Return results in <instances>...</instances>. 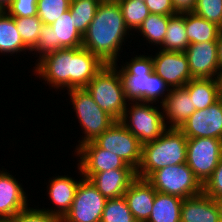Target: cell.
<instances>
[{"instance_id":"26","label":"cell","mask_w":222,"mask_h":222,"mask_svg":"<svg viewBox=\"0 0 222 222\" xmlns=\"http://www.w3.org/2000/svg\"><path fill=\"white\" fill-rule=\"evenodd\" d=\"M185 27L190 44L217 42L220 27L193 12H185Z\"/></svg>"},{"instance_id":"5","label":"cell","mask_w":222,"mask_h":222,"mask_svg":"<svg viewBox=\"0 0 222 222\" xmlns=\"http://www.w3.org/2000/svg\"><path fill=\"white\" fill-rule=\"evenodd\" d=\"M85 88L102 110L116 121L121 119L129 101L120 72L113 64H106Z\"/></svg>"},{"instance_id":"25","label":"cell","mask_w":222,"mask_h":222,"mask_svg":"<svg viewBox=\"0 0 222 222\" xmlns=\"http://www.w3.org/2000/svg\"><path fill=\"white\" fill-rule=\"evenodd\" d=\"M183 198L156 192L152 212L147 222H181Z\"/></svg>"},{"instance_id":"1","label":"cell","mask_w":222,"mask_h":222,"mask_svg":"<svg viewBox=\"0 0 222 222\" xmlns=\"http://www.w3.org/2000/svg\"><path fill=\"white\" fill-rule=\"evenodd\" d=\"M106 64L83 47L59 49L35 63L34 73L52 88H85ZM64 88V89H63Z\"/></svg>"},{"instance_id":"23","label":"cell","mask_w":222,"mask_h":222,"mask_svg":"<svg viewBox=\"0 0 222 222\" xmlns=\"http://www.w3.org/2000/svg\"><path fill=\"white\" fill-rule=\"evenodd\" d=\"M184 88L189 92L195 110H203L222 97V78L191 79Z\"/></svg>"},{"instance_id":"41","label":"cell","mask_w":222,"mask_h":222,"mask_svg":"<svg viewBox=\"0 0 222 222\" xmlns=\"http://www.w3.org/2000/svg\"><path fill=\"white\" fill-rule=\"evenodd\" d=\"M214 201L217 204L219 210L220 221L222 222V197L215 198Z\"/></svg>"},{"instance_id":"14","label":"cell","mask_w":222,"mask_h":222,"mask_svg":"<svg viewBox=\"0 0 222 222\" xmlns=\"http://www.w3.org/2000/svg\"><path fill=\"white\" fill-rule=\"evenodd\" d=\"M187 139L217 138L222 140V97L203 110H196L180 126Z\"/></svg>"},{"instance_id":"2","label":"cell","mask_w":222,"mask_h":222,"mask_svg":"<svg viewBox=\"0 0 222 222\" xmlns=\"http://www.w3.org/2000/svg\"><path fill=\"white\" fill-rule=\"evenodd\" d=\"M116 0H102L87 31L82 47L98 56L105 64H115L129 34ZM122 48V49H121Z\"/></svg>"},{"instance_id":"43","label":"cell","mask_w":222,"mask_h":222,"mask_svg":"<svg viewBox=\"0 0 222 222\" xmlns=\"http://www.w3.org/2000/svg\"><path fill=\"white\" fill-rule=\"evenodd\" d=\"M0 222H17L14 218H0Z\"/></svg>"},{"instance_id":"42","label":"cell","mask_w":222,"mask_h":222,"mask_svg":"<svg viewBox=\"0 0 222 222\" xmlns=\"http://www.w3.org/2000/svg\"><path fill=\"white\" fill-rule=\"evenodd\" d=\"M13 0H0V10H6L12 3Z\"/></svg>"},{"instance_id":"39","label":"cell","mask_w":222,"mask_h":222,"mask_svg":"<svg viewBox=\"0 0 222 222\" xmlns=\"http://www.w3.org/2000/svg\"><path fill=\"white\" fill-rule=\"evenodd\" d=\"M177 13L192 12L197 0H171Z\"/></svg>"},{"instance_id":"40","label":"cell","mask_w":222,"mask_h":222,"mask_svg":"<svg viewBox=\"0 0 222 222\" xmlns=\"http://www.w3.org/2000/svg\"><path fill=\"white\" fill-rule=\"evenodd\" d=\"M217 51H218V63L220 71L222 72V35L220 34L217 40Z\"/></svg>"},{"instance_id":"15","label":"cell","mask_w":222,"mask_h":222,"mask_svg":"<svg viewBox=\"0 0 222 222\" xmlns=\"http://www.w3.org/2000/svg\"><path fill=\"white\" fill-rule=\"evenodd\" d=\"M152 60L154 73L160 76L170 88L184 87L193 79L184 52L158 49L157 53L152 55Z\"/></svg>"},{"instance_id":"9","label":"cell","mask_w":222,"mask_h":222,"mask_svg":"<svg viewBox=\"0 0 222 222\" xmlns=\"http://www.w3.org/2000/svg\"><path fill=\"white\" fill-rule=\"evenodd\" d=\"M147 180L157 192L175 195L183 199L203 192V185L186 162L160 168L154 171Z\"/></svg>"},{"instance_id":"8","label":"cell","mask_w":222,"mask_h":222,"mask_svg":"<svg viewBox=\"0 0 222 222\" xmlns=\"http://www.w3.org/2000/svg\"><path fill=\"white\" fill-rule=\"evenodd\" d=\"M83 35L75 28L73 17L69 10L63 13L52 25H44L35 47L31 53L38 55L37 62L45 55L59 49L82 47Z\"/></svg>"},{"instance_id":"44","label":"cell","mask_w":222,"mask_h":222,"mask_svg":"<svg viewBox=\"0 0 222 222\" xmlns=\"http://www.w3.org/2000/svg\"><path fill=\"white\" fill-rule=\"evenodd\" d=\"M220 34L222 35V25L220 26Z\"/></svg>"},{"instance_id":"21","label":"cell","mask_w":222,"mask_h":222,"mask_svg":"<svg viewBox=\"0 0 222 222\" xmlns=\"http://www.w3.org/2000/svg\"><path fill=\"white\" fill-rule=\"evenodd\" d=\"M50 179L48 182L50 184L47 185V196L53 202L52 204H55V207L54 210L53 208H42V210L57 215L62 219L71 208L77 186L81 180H78V178L75 180L68 175H58Z\"/></svg>"},{"instance_id":"38","label":"cell","mask_w":222,"mask_h":222,"mask_svg":"<svg viewBox=\"0 0 222 222\" xmlns=\"http://www.w3.org/2000/svg\"><path fill=\"white\" fill-rule=\"evenodd\" d=\"M146 6L150 14H161L172 16L177 14L171 0H146Z\"/></svg>"},{"instance_id":"29","label":"cell","mask_w":222,"mask_h":222,"mask_svg":"<svg viewBox=\"0 0 222 222\" xmlns=\"http://www.w3.org/2000/svg\"><path fill=\"white\" fill-rule=\"evenodd\" d=\"M101 1L102 0L71 1L69 11L71 13V17H73L75 28L82 35L87 31Z\"/></svg>"},{"instance_id":"27","label":"cell","mask_w":222,"mask_h":222,"mask_svg":"<svg viewBox=\"0 0 222 222\" xmlns=\"http://www.w3.org/2000/svg\"><path fill=\"white\" fill-rule=\"evenodd\" d=\"M189 44L185 27V12L170 16L167 33L158 48L165 51L184 52Z\"/></svg>"},{"instance_id":"35","label":"cell","mask_w":222,"mask_h":222,"mask_svg":"<svg viewBox=\"0 0 222 222\" xmlns=\"http://www.w3.org/2000/svg\"><path fill=\"white\" fill-rule=\"evenodd\" d=\"M17 222H61V218L42 209L27 207L13 217Z\"/></svg>"},{"instance_id":"13","label":"cell","mask_w":222,"mask_h":222,"mask_svg":"<svg viewBox=\"0 0 222 222\" xmlns=\"http://www.w3.org/2000/svg\"><path fill=\"white\" fill-rule=\"evenodd\" d=\"M75 153L78 158V173L83 178L90 179L95 173L110 171L112 169H134L119 156L100 148L94 141L83 144Z\"/></svg>"},{"instance_id":"4","label":"cell","mask_w":222,"mask_h":222,"mask_svg":"<svg viewBox=\"0 0 222 222\" xmlns=\"http://www.w3.org/2000/svg\"><path fill=\"white\" fill-rule=\"evenodd\" d=\"M187 138L177 128H168L156 140L142 145L136 176L147 179L154 171L186 162Z\"/></svg>"},{"instance_id":"30","label":"cell","mask_w":222,"mask_h":222,"mask_svg":"<svg viewBox=\"0 0 222 222\" xmlns=\"http://www.w3.org/2000/svg\"><path fill=\"white\" fill-rule=\"evenodd\" d=\"M120 6L124 22L129 31H137L143 21L150 15L145 2L140 0H116Z\"/></svg>"},{"instance_id":"22","label":"cell","mask_w":222,"mask_h":222,"mask_svg":"<svg viewBox=\"0 0 222 222\" xmlns=\"http://www.w3.org/2000/svg\"><path fill=\"white\" fill-rule=\"evenodd\" d=\"M181 222H221L216 202L203 192L185 198L181 207Z\"/></svg>"},{"instance_id":"33","label":"cell","mask_w":222,"mask_h":222,"mask_svg":"<svg viewBox=\"0 0 222 222\" xmlns=\"http://www.w3.org/2000/svg\"><path fill=\"white\" fill-rule=\"evenodd\" d=\"M70 0H37V16L44 25H52L70 8Z\"/></svg>"},{"instance_id":"34","label":"cell","mask_w":222,"mask_h":222,"mask_svg":"<svg viewBox=\"0 0 222 222\" xmlns=\"http://www.w3.org/2000/svg\"><path fill=\"white\" fill-rule=\"evenodd\" d=\"M194 14L218 25H222V0H197Z\"/></svg>"},{"instance_id":"3","label":"cell","mask_w":222,"mask_h":222,"mask_svg":"<svg viewBox=\"0 0 222 222\" xmlns=\"http://www.w3.org/2000/svg\"><path fill=\"white\" fill-rule=\"evenodd\" d=\"M129 61L124 63L121 69L117 66V63L113 64L119 69L126 99L128 101H142L155 104H157L156 102L159 104L161 100V104L171 88L160 76L154 73L152 54L151 56L136 55Z\"/></svg>"},{"instance_id":"28","label":"cell","mask_w":222,"mask_h":222,"mask_svg":"<svg viewBox=\"0 0 222 222\" xmlns=\"http://www.w3.org/2000/svg\"><path fill=\"white\" fill-rule=\"evenodd\" d=\"M168 15L150 14L136 32L143 35L149 44L159 47L167 33Z\"/></svg>"},{"instance_id":"16","label":"cell","mask_w":222,"mask_h":222,"mask_svg":"<svg viewBox=\"0 0 222 222\" xmlns=\"http://www.w3.org/2000/svg\"><path fill=\"white\" fill-rule=\"evenodd\" d=\"M184 53L193 79L222 78L218 63L217 42L189 44Z\"/></svg>"},{"instance_id":"7","label":"cell","mask_w":222,"mask_h":222,"mask_svg":"<svg viewBox=\"0 0 222 222\" xmlns=\"http://www.w3.org/2000/svg\"><path fill=\"white\" fill-rule=\"evenodd\" d=\"M132 104V105H130ZM155 103L129 101L119 120L142 145L160 137L166 127L162 109L154 106Z\"/></svg>"},{"instance_id":"24","label":"cell","mask_w":222,"mask_h":222,"mask_svg":"<svg viewBox=\"0 0 222 222\" xmlns=\"http://www.w3.org/2000/svg\"><path fill=\"white\" fill-rule=\"evenodd\" d=\"M31 50L23 43L19 34L14 17L6 10L0 11V53L13 54L26 52Z\"/></svg>"},{"instance_id":"32","label":"cell","mask_w":222,"mask_h":222,"mask_svg":"<svg viewBox=\"0 0 222 222\" xmlns=\"http://www.w3.org/2000/svg\"><path fill=\"white\" fill-rule=\"evenodd\" d=\"M14 20L23 43L32 50L37 43L43 22L37 15L25 18L14 17Z\"/></svg>"},{"instance_id":"11","label":"cell","mask_w":222,"mask_h":222,"mask_svg":"<svg viewBox=\"0 0 222 222\" xmlns=\"http://www.w3.org/2000/svg\"><path fill=\"white\" fill-rule=\"evenodd\" d=\"M222 158V140L191 138L187 140L186 164L203 185Z\"/></svg>"},{"instance_id":"37","label":"cell","mask_w":222,"mask_h":222,"mask_svg":"<svg viewBox=\"0 0 222 222\" xmlns=\"http://www.w3.org/2000/svg\"><path fill=\"white\" fill-rule=\"evenodd\" d=\"M6 11L12 17H30L37 15V0H13Z\"/></svg>"},{"instance_id":"18","label":"cell","mask_w":222,"mask_h":222,"mask_svg":"<svg viewBox=\"0 0 222 222\" xmlns=\"http://www.w3.org/2000/svg\"><path fill=\"white\" fill-rule=\"evenodd\" d=\"M160 105L167 128L179 129L196 111L189 92L184 87L171 88Z\"/></svg>"},{"instance_id":"6","label":"cell","mask_w":222,"mask_h":222,"mask_svg":"<svg viewBox=\"0 0 222 222\" xmlns=\"http://www.w3.org/2000/svg\"><path fill=\"white\" fill-rule=\"evenodd\" d=\"M67 93L84 133L76 144V151L83 144L95 141L116 120L96 104L86 88H71Z\"/></svg>"},{"instance_id":"10","label":"cell","mask_w":222,"mask_h":222,"mask_svg":"<svg viewBox=\"0 0 222 222\" xmlns=\"http://www.w3.org/2000/svg\"><path fill=\"white\" fill-rule=\"evenodd\" d=\"M94 142L100 148L119 156L135 170L140 166L142 144L120 121L112 124Z\"/></svg>"},{"instance_id":"36","label":"cell","mask_w":222,"mask_h":222,"mask_svg":"<svg viewBox=\"0 0 222 222\" xmlns=\"http://www.w3.org/2000/svg\"><path fill=\"white\" fill-rule=\"evenodd\" d=\"M203 193L213 199L222 197V158L211 176L203 184Z\"/></svg>"},{"instance_id":"17","label":"cell","mask_w":222,"mask_h":222,"mask_svg":"<svg viewBox=\"0 0 222 222\" xmlns=\"http://www.w3.org/2000/svg\"><path fill=\"white\" fill-rule=\"evenodd\" d=\"M16 179L6 169L0 170V218H13L29 206L27 194Z\"/></svg>"},{"instance_id":"12","label":"cell","mask_w":222,"mask_h":222,"mask_svg":"<svg viewBox=\"0 0 222 222\" xmlns=\"http://www.w3.org/2000/svg\"><path fill=\"white\" fill-rule=\"evenodd\" d=\"M80 174L73 203L61 222H100L107 199Z\"/></svg>"},{"instance_id":"19","label":"cell","mask_w":222,"mask_h":222,"mask_svg":"<svg viewBox=\"0 0 222 222\" xmlns=\"http://www.w3.org/2000/svg\"><path fill=\"white\" fill-rule=\"evenodd\" d=\"M156 192L147 179L136 177L131 182L124 197L136 222H147L152 212Z\"/></svg>"},{"instance_id":"31","label":"cell","mask_w":222,"mask_h":222,"mask_svg":"<svg viewBox=\"0 0 222 222\" xmlns=\"http://www.w3.org/2000/svg\"><path fill=\"white\" fill-rule=\"evenodd\" d=\"M100 222H136L124 196L107 199Z\"/></svg>"},{"instance_id":"20","label":"cell","mask_w":222,"mask_h":222,"mask_svg":"<svg viewBox=\"0 0 222 222\" xmlns=\"http://www.w3.org/2000/svg\"><path fill=\"white\" fill-rule=\"evenodd\" d=\"M136 177L135 169H112L95 173L89 181L106 199H112L124 196Z\"/></svg>"}]
</instances>
